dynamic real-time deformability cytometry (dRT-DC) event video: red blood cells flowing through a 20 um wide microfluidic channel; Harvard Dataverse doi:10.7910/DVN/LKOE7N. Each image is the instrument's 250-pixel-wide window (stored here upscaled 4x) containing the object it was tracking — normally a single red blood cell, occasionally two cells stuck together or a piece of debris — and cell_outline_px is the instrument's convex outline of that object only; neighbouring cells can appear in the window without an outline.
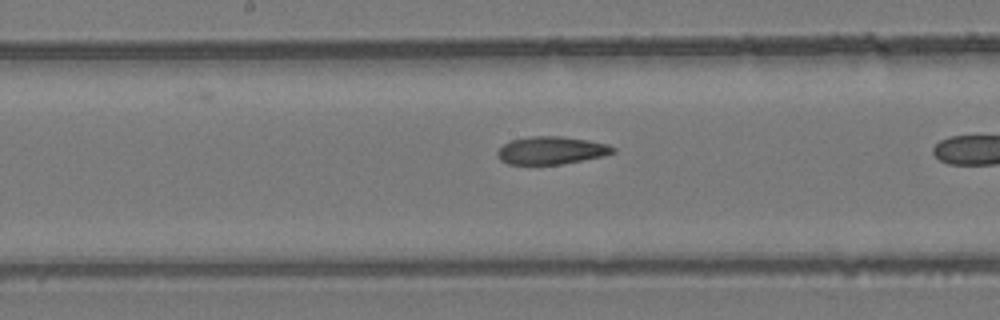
{"species": "common noctule bat (a hibernating species)", "species_latin": "Nyctalus noctula", "temperature_condition": "room temperature", "stored_images_in_passage": 15, "camera_frame_rate_fps": 3000, "um_per_image_px": 0.085, "animal": {"sex": "female", "body_mass_g": 24.6, "forearm_length_mm": 56.2}, "frame": {"image": 1, "passage_image": 11, "time_ms": 3.333, "image_size_px": [1000, 320], "cell_outline_px": [[616, 152], [604, 156], [560, 164], [508, 164], [500, 160], [496, 156], [496, 152], [504, 144], [512, 140], [532, 136], [564, 136], [588, 140], [608, 144], [616, 148]], "centroid_in_image_um": [46.88, 12.78], "position_along_channel_um": 201.3, "area_um2": 18.73}}